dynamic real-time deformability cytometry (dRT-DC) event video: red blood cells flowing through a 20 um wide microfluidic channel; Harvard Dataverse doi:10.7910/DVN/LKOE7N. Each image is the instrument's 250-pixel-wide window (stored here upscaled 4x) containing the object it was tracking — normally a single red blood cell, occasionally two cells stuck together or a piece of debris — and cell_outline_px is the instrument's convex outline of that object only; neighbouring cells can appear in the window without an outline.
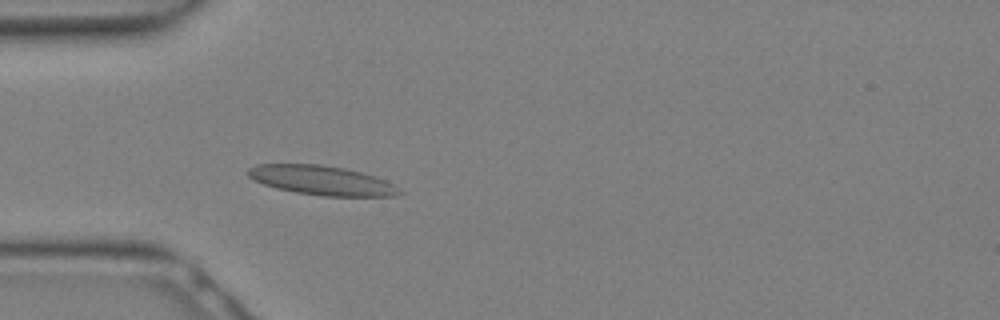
{"species": "Egyptian fruit bat (a non-hibernating species)", "species_latin": "Rousettus aegyptiacus", "temperature_condition": "warm", "stored_images_in_passage": 9, "camera_frame_rate_fps": 3000, "um_per_image_px": 0.085, "animal": {"sex": "female"}, "frame": {"image": 1, "passage_image": 7, "time_ms": 2.0, "image_size_px": [1000, 320], "cell_outline_px": [[404, 192], [396, 196], [324, 196], [296, 192], [276, 188], [264, 184], [248, 176], [248, 168], [256, 164], [320, 164], [344, 168], [376, 176], [396, 184]], "centroid_in_image_um": [27.41, 15.33], "position_along_channel_um": 57.6, "area_um2": 25.95}}
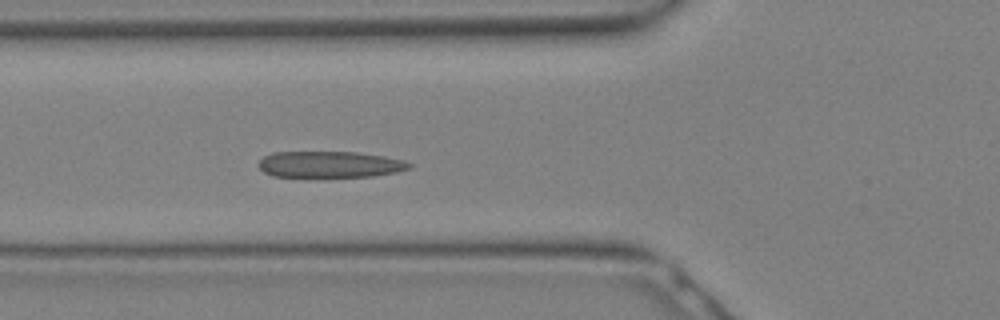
{"frame": {"image": 2, "passage_image": 9, "time_ms": 2.667, "image_size_px": [1000, 320], "cell_outline_px": [[412, 168], [396, 172], [372, 176], [272, 176], [264, 172], [256, 164], [264, 156], [272, 152], [356, 152], [384, 156], [404, 160], [412, 164]], "centroid_in_image_um": [28.04, 13.96], "position_along_channel_um": 97.8, "area_um2": 23.0}}